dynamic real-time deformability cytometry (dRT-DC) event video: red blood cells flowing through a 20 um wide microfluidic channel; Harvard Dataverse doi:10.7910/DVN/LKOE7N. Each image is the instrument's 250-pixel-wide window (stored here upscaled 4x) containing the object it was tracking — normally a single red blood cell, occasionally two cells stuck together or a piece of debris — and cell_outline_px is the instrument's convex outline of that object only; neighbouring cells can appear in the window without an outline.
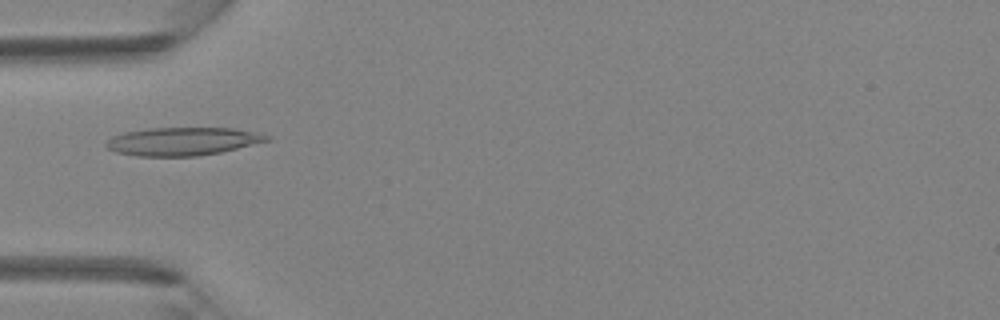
{"species": "Egyptian fruit bat (a non-hibernating species)", "species_latin": "Rousettus aegyptiacus", "temperature_condition": "room temperature", "stored_images_in_passage": 3, "camera_frame_rate_fps": 3000, "um_per_image_px": 0.085, "animal": {"sex": "female"}, "frame": {"image": 1, "passage_image": 2, "time_ms": 0.333, "image_size_px": [1000, 320], "cell_outline_px": [[272, 140], [220, 152], [196, 156], [136, 156], [116, 152], [108, 148], [104, 144], [112, 136], [124, 132], [148, 128], [232, 128], [272, 136]], "centroid_in_image_um": [15.51, 12.01], "position_along_channel_um": 69.5, "area_um2": 26.24}}
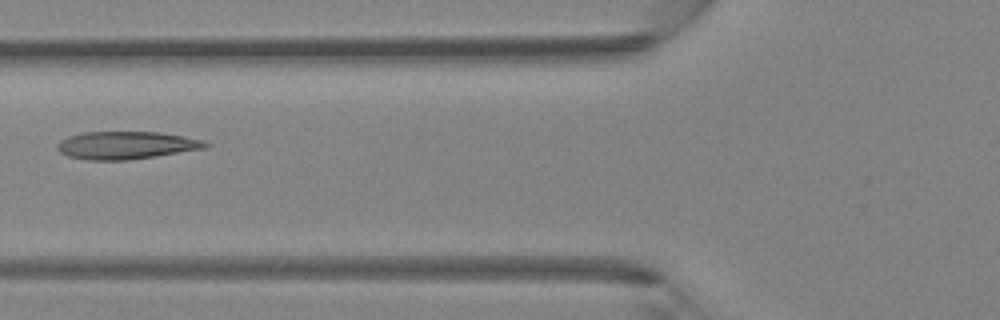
{"frame": {"image": 2, "passage_image": 3, "time_ms": 0.667, "image_size_px": [1000, 320], "cell_outline_px": [[212, 144], [204, 148], [156, 156], [128, 160], [88, 160], [68, 156], [60, 152], [56, 148], [56, 144], [60, 140], [68, 136], [84, 132], [160, 132], [184, 136], [204, 140]], "centroid_in_image_um": [10.72, 12.34], "position_along_channel_um": 115.1, "area_um2": 23.99}}